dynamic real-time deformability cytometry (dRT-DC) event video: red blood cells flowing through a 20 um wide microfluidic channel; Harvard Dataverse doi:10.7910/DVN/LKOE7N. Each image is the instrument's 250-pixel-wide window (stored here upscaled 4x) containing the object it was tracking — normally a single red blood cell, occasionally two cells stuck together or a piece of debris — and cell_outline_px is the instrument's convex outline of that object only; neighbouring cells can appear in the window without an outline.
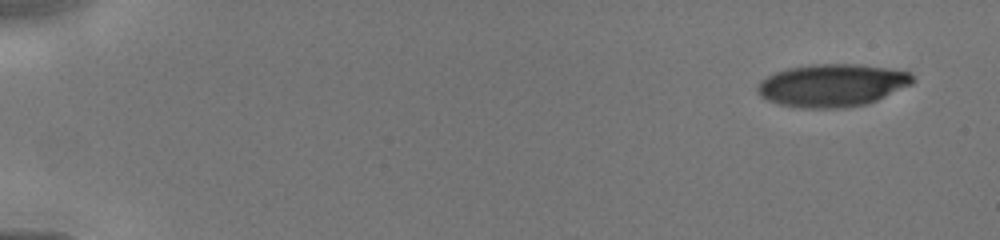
{"species": "human", "species_latin": "Homo sapiens", "temperature_condition": "cold", "stored_images_in_passage": 5, "camera_frame_rate_fps": 3000, "um_per_image_px": 0.085, "donor": {"sex": "male"}, "frame": {"image": 1, "passage_image": 1, "time_ms": 0.0, "image_size_px": [1000, 240], "cell_outline_px": [[916, 80], [912, 84], [868, 104], [844, 108], [800, 108], [780, 104], [768, 100], [760, 96], [756, 92], [756, 88], [760, 80], [776, 72], [788, 68], [816, 64], [860, 64], [888, 68], [908, 72]], "centroid_in_image_um": [70.73, 7.26], "position_along_channel_um": 14.3, "area_um2": 38.67}}
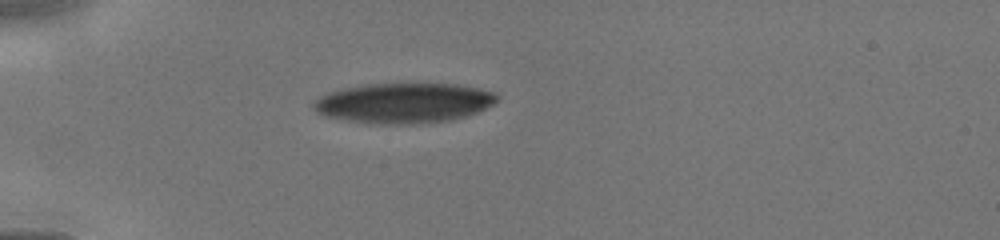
{"frame": {"image": 2, "passage_image": 4, "time_ms": 3.667, "image_size_px": [1000, 240], "cell_outline_px": [[500, 96], [492, 104], [476, 112], [452, 120], [400, 124], [368, 124], [324, 116], [316, 112], [312, 104], [320, 96], [328, 92], [344, 88], [368, 84], [456, 84], [496, 92]], "centroid_in_image_um": [34.28, 8.76], "position_along_channel_um": 50.7, "area_um2": 42.66}}